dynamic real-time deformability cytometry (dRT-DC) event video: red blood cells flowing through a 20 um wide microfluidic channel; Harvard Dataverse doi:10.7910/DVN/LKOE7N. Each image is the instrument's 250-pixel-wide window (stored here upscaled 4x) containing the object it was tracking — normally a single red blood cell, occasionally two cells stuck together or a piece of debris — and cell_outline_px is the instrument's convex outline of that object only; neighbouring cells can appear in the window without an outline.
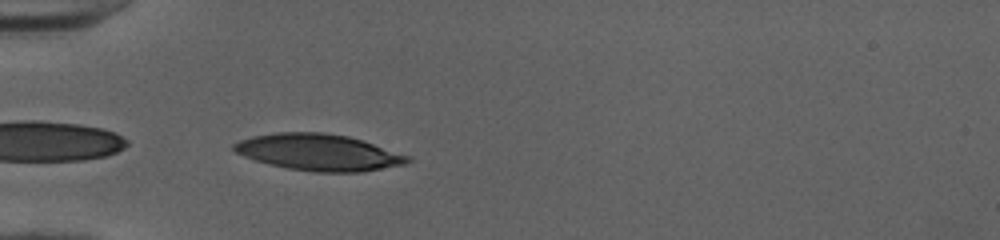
{"species": "human", "species_latin": "Homo sapiens", "temperature_condition": "cold", "stored_images_in_passage": 35, "camera_frame_rate_fps": 3000, "um_per_image_px": 0.085, "donor": {"sex": "female"}, "frame": {"image": 1, "passage_image": 1, "time_ms": 0.0, "image_size_px": [1000, 240], "cell_outline_px": [[412, 160], [404, 164], [360, 172], [316, 172], [288, 168], [256, 160], [244, 156], [236, 152], [232, 148], [232, 144], [240, 140], [252, 136], [276, 132], [324, 132], [348, 136], [412, 156]], "centroid_in_image_um": [27.1, 12.94], "position_along_channel_um": 57.9, "area_um2": 36.76}}
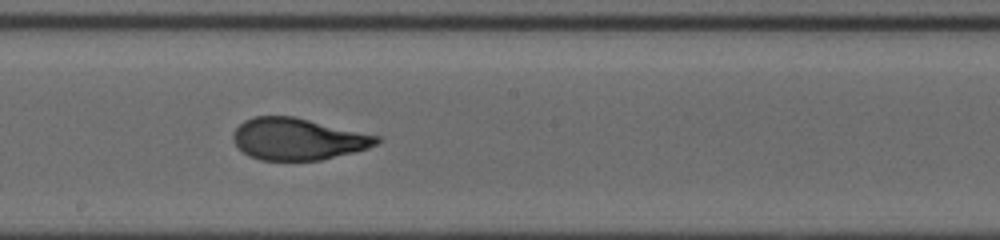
{"frame": {"image": 2, "passage_image": 14, "time_ms": 4.333, "image_size_px": [1000, 240], "cell_outline_px": [[380, 144], [368, 148], [320, 160], [260, 160], [248, 156], [232, 140], [232, 136], [236, 128], [244, 120], [252, 116], [292, 116], [380, 136]], "centroid_in_image_um": [25.31, 11.81], "position_along_channel_um": 222.9, "area_um2": 34.8}}
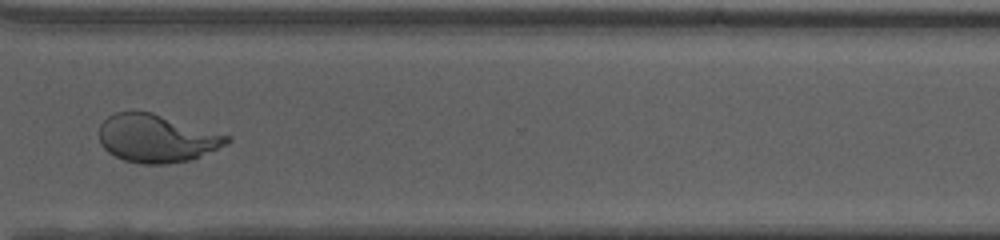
{"frame": {"image": 3, "passage_image": 24, "time_ms": 7.667, "image_size_px": [1000, 240], "cell_outline_px": [[232, 140], [228, 144], [192, 160], [168, 164], [140, 164], [124, 160], [108, 152], [100, 144], [100, 124], [108, 116], [116, 112], [152, 112], [232, 136]], "centroid_in_image_um": [13.35, 11.77], "position_along_channel_um": 357.2, "area_um2": 35.89}, "authors_computed_cell_mechanics": {"area_um2": 36.1828, "velocity_mm_per_s": 4.0348, "shape_relaxation_time_tau1_ms": 6.0235, "shape_relaxation_time_tau2_ms": 0.8101, "deformation_change_tau1": 0.2346, "deformation_change_tau2": 0.0745}}